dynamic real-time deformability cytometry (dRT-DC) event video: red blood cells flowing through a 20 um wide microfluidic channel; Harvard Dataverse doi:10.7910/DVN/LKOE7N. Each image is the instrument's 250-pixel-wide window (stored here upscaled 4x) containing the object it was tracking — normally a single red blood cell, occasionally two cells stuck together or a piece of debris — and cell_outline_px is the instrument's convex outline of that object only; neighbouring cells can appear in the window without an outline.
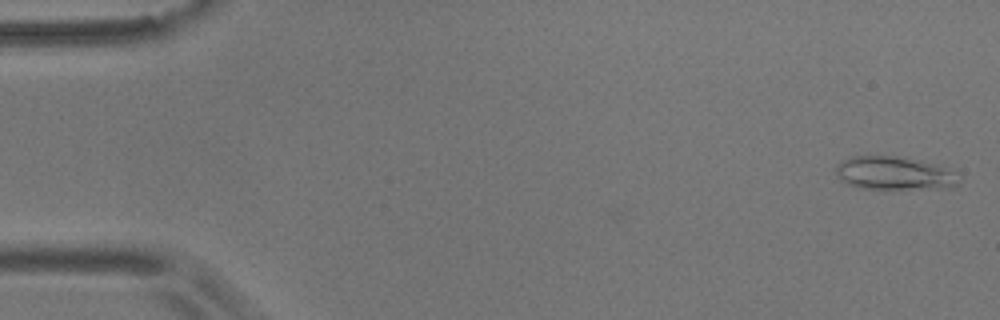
{"species": "common noctule bat (a hibernating species)", "species_latin": "Nyctalus noctula", "temperature_condition": "room temperature", "stored_images_in_passage": 51, "camera_frame_rate_fps": 3000, "um_per_image_px": 0.085, "animal": {"sex": "male", "body_mass_g": 17.9}, "frame": {"image": 1, "passage_image": 2, "time_ms": 0.333, "image_size_px": [1000, 320], "cell_outline_px": [[960, 184], [952, 188], [860, 188], [848, 184], [840, 180], [836, 176], [836, 164], [852, 156], [896, 156], [920, 160], [936, 164], [960, 172]], "centroid_in_image_um": [76.09, 14.72], "position_along_channel_um": 8.9, "area_um2": 24.16}}
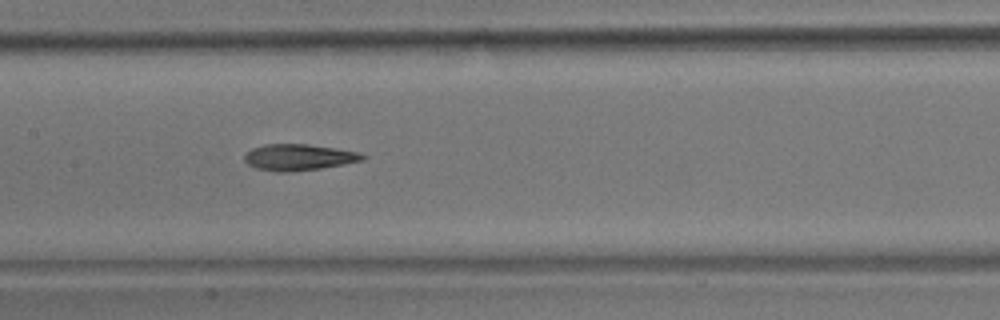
{"frame": {"image": 2, "passage_image": 27, "time_ms": 8.667, "image_size_px": [1000, 320], "cell_outline_px": [[368, 156], [364, 160], [344, 164], [320, 168], [288, 172], [276, 172], [256, 168], [248, 164], [244, 160], [244, 156], [252, 148], [264, 144], [308, 144], [360, 152]], "centroid_in_image_um": [25.4, 13.36], "position_along_channel_um": 182.0, "area_um2": 18.09}}
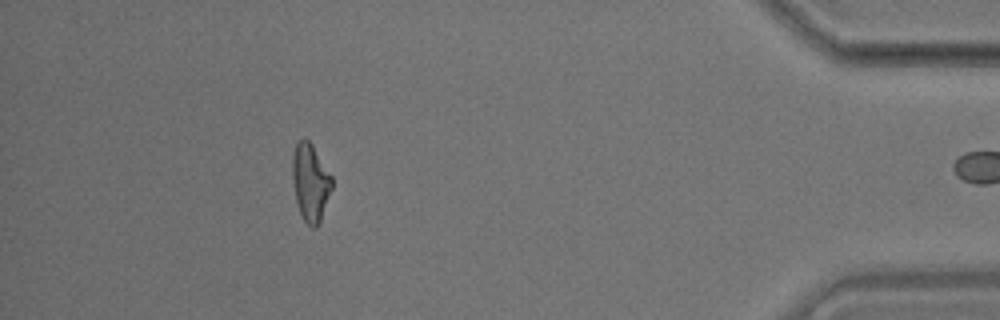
{"frame": {"image": 3, "passage_image": 50, "time_ms": 16.333, "image_size_px": [1000, 320], "cell_outline_px": [[332, 188], [320, 220], [316, 228], [312, 228], [304, 220], [300, 212], [296, 200], [292, 180], [292, 156], [296, 144], [300, 140], [308, 140], [312, 144], [332, 176]], "centroid_in_image_um": [26.38, 15.5], "position_along_channel_um": 408.8, "area_um2": 17.63}}